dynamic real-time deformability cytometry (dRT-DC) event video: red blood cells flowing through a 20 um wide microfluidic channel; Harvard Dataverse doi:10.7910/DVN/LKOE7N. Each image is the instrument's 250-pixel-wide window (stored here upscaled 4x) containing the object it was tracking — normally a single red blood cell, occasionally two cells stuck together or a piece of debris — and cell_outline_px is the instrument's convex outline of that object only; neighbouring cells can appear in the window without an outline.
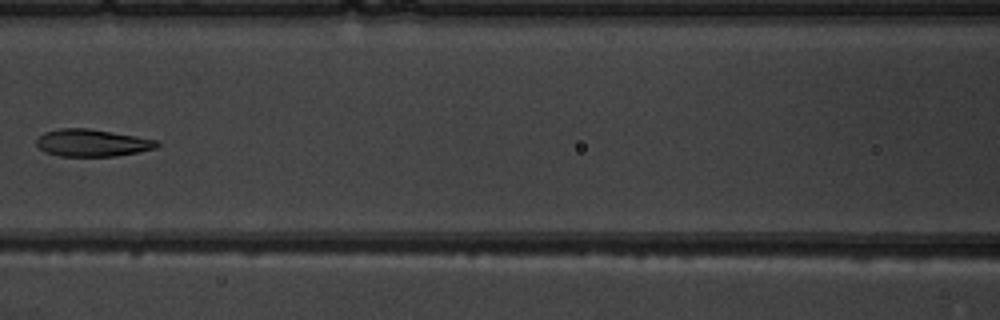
{"species": "common noctule bat (a hibernating species)", "species_latin": "Nyctalus noctula", "temperature_condition": "warm", "stored_images_in_passage": 7, "camera_frame_rate_fps": 3000, "um_per_image_px": 0.085, "animal": {"sex": "male", "body_mass_g": 19.5, "forearm_length_mm": 54.6}, "frame": {"image": 1, "passage_image": 6, "time_ms": 6.0, "image_size_px": [1000, 320], "cell_outline_px": [[160, 144], [156, 148], [116, 156], [60, 156], [44, 152], [36, 144], [36, 140], [44, 132], [60, 128], [88, 128], [160, 140]], "centroid_in_image_um": [7.84, 12.14], "position_along_channel_um": 158.8, "area_um2": 19.13}}
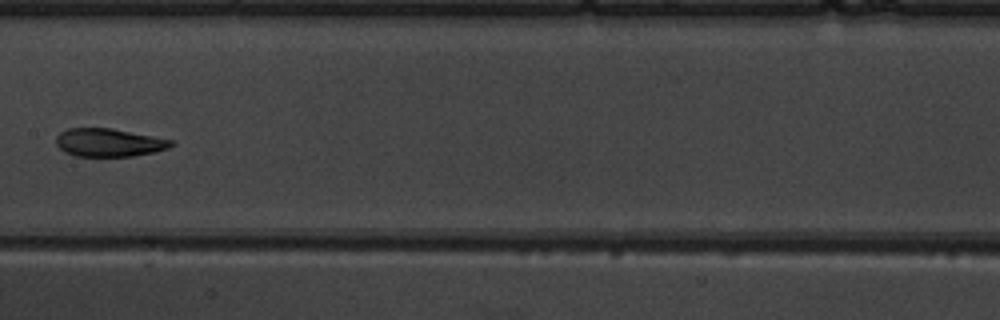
{"frame": {"image": 2, "passage_image": 7, "time_ms": 7.0, "image_size_px": [1000, 320], "cell_outline_px": [[176, 144], [168, 148], [152, 152], [132, 156], [76, 156], [64, 152], [56, 144], [56, 136], [60, 132], [68, 128], [112, 128], [172, 140]], "centroid_in_image_um": [9.23, 12.11], "position_along_channel_um": 198.2, "area_um2": 18.79}}